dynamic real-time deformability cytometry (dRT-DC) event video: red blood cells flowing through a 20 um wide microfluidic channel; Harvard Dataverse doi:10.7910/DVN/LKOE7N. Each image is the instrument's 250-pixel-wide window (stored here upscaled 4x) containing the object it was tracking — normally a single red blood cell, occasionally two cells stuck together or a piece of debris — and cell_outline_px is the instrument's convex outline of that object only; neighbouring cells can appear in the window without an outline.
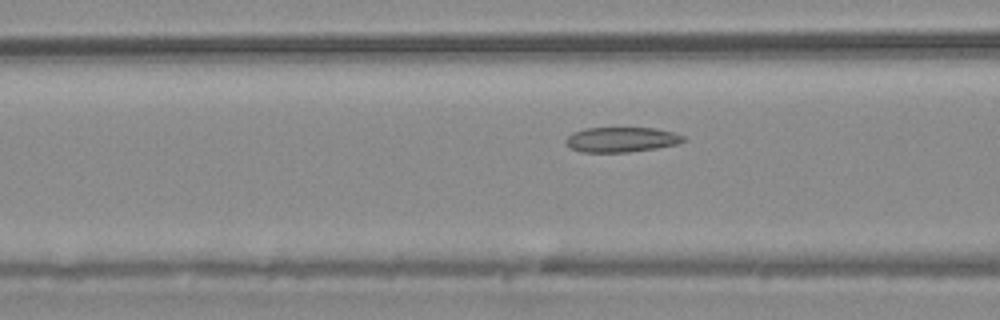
{"species": "common noctule bat (a hibernating species)", "species_latin": "Nyctalus noctula", "temperature_condition": "warm", "stored_images_in_passage": 38, "camera_frame_rate_fps": 3000, "um_per_image_px": 0.085, "animal": {"sex": "male", "body_mass_g": 20.4}, "frame": {"image": 1, "passage_image": 11, "time_ms": 3.333, "image_size_px": [1000, 320], "cell_outline_px": [[688, 140], [676, 144], [656, 148], [628, 152], [580, 152], [564, 144], [564, 140], [572, 132], [584, 128], [656, 128], [672, 132], [684, 136]], "centroid_in_image_um": [52.79, 11.86], "position_along_channel_um": 113.8, "area_um2": 17.22}}
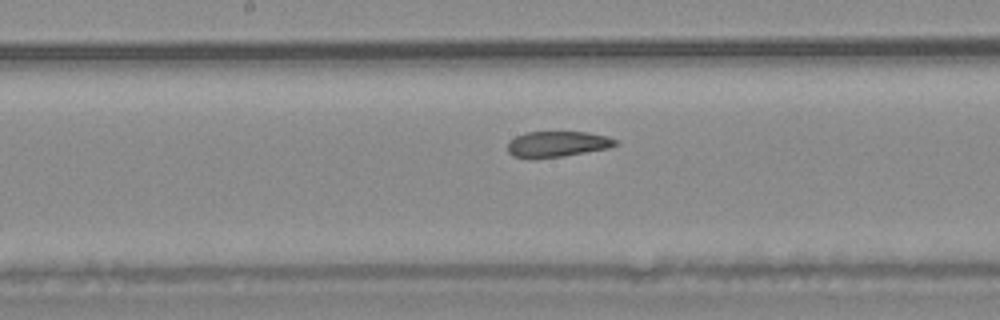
{"frame": {"image": 2, "passage_image": 18, "time_ms": 5.667, "image_size_px": [1000, 320], "cell_outline_px": [[620, 144], [608, 148], [560, 156], [512, 156], [508, 152], [508, 144], [516, 136], [528, 132], [588, 132], [608, 136], [616, 140]], "centroid_in_image_um": [47.44, 12.21], "position_along_channel_um": 200.8, "area_um2": 15.55}}
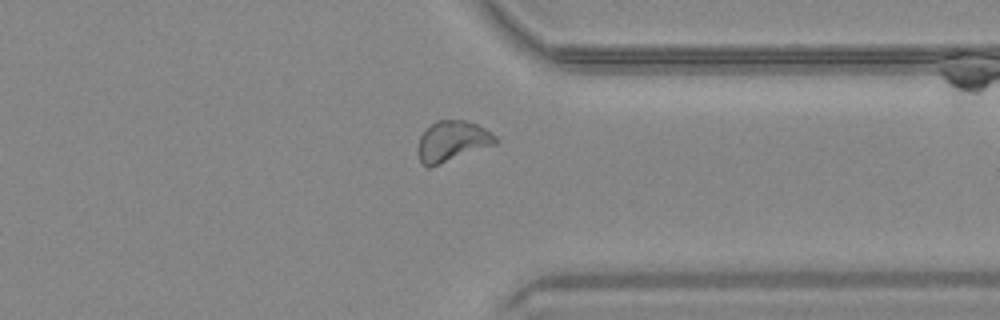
{"frame": {"image": 3, "passage_image": 32, "time_ms": 10.333, "image_size_px": [1000, 320], "cell_outline_px": [[496, 144], [428, 168], [420, 160], [416, 148], [420, 136], [436, 120], [464, 120], [476, 124], [484, 128], [496, 136]], "centroid_in_image_um": [38.41, 12.0], "position_along_channel_um": 373.0, "area_um2": 18.09}}